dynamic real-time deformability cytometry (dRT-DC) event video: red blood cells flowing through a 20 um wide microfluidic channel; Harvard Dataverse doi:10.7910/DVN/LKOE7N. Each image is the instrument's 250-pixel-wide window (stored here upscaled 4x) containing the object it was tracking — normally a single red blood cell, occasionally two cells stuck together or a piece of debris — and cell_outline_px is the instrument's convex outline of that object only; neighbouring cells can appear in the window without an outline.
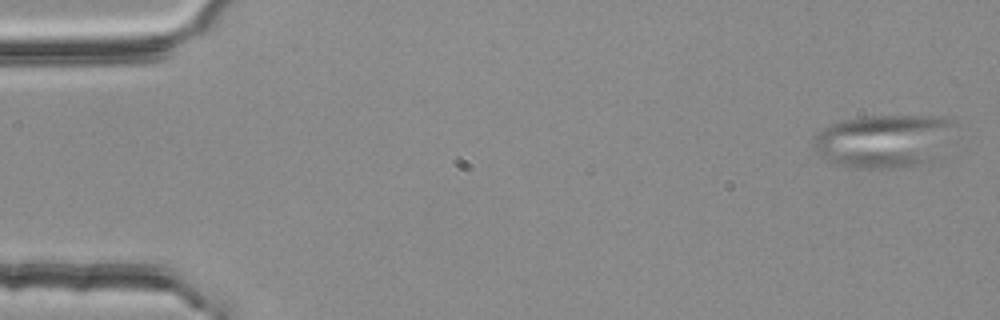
{"species": "common noctule bat (a hibernating species)", "species_latin": "Nyctalus noctula", "temperature_condition": "room temperature", "stored_images_in_passage": 7, "camera_frame_rate_fps": 3000, "um_per_image_px": 0.085, "animal": {"sex": "female", "body_mass_g": 25.1}, "frame": {"image": 1, "passage_image": 1, "time_ms": 0.0, "image_size_px": [1000, 320], "cell_outline_px": [[952, 124], [940, 160], [924, 164], [896, 168], [856, 168], [836, 164], [812, 152], [812, 144], [816, 136], [824, 128], [832, 124], [844, 120], [864, 116], [944, 116], [952, 120]], "centroid_in_image_um": [75.13, 12.01], "position_along_channel_um": 9.9, "area_um2": 44.1}}